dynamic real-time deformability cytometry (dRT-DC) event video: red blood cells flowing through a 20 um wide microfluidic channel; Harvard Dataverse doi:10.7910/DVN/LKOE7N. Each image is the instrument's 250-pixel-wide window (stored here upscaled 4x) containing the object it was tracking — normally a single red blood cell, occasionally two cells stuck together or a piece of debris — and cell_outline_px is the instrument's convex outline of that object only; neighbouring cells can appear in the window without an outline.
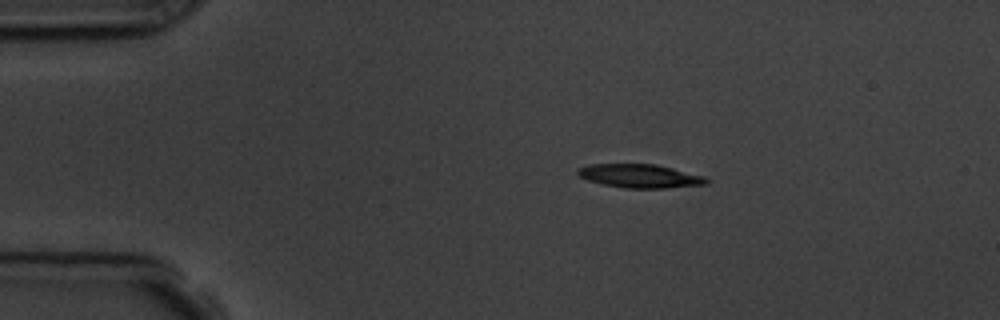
{"species": "common noctule bat (a hibernating species)", "species_latin": "Nyctalus noctula", "temperature_condition": "room temperature", "stored_images_in_passage": 47, "camera_frame_rate_fps": 3000, "um_per_image_px": 0.085, "animal": {"sex": "male", "body_mass_g": 19.5, "forearm_length_mm": 54.6}, "frame": {"image": 1, "passage_image": 1, "time_ms": 0.0, "image_size_px": [1000, 320], "cell_outline_px": [[712, 180], [708, 184], [664, 188], [624, 188], [600, 184], [588, 180], [580, 176], [576, 172], [580, 168], [592, 164], [656, 164], [704, 176]], "centroid_in_image_um": [54.43, 14.97], "position_along_channel_um": 30.6, "area_um2": 17.69}}
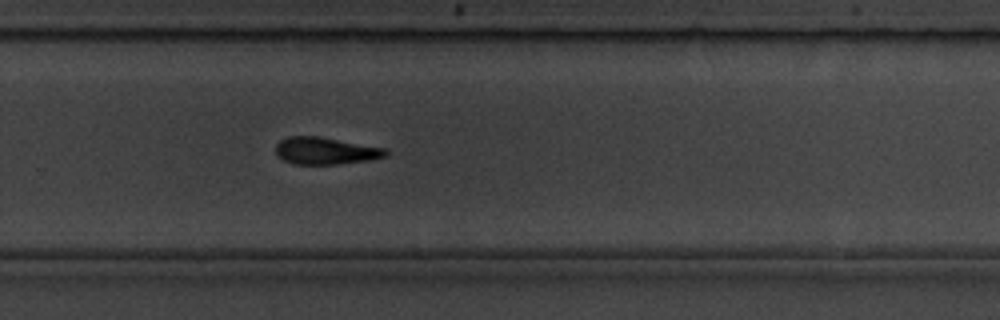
{"frame": {"image": 2, "passage_image": 28, "time_ms": 9.0, "image_size_px": [1000, 320], "cell_outline_px": [[388, 152], [384, 156], [368, 160], [336, 164], [292, 164], [276, 156], [276, 144], [280, 140], [288, 136], [320, 136], [388, 148]], "centroid_in_image_um": [27.65, 12.81], "position_along_channel_um": 302.2, "area_um2": 17.51}}
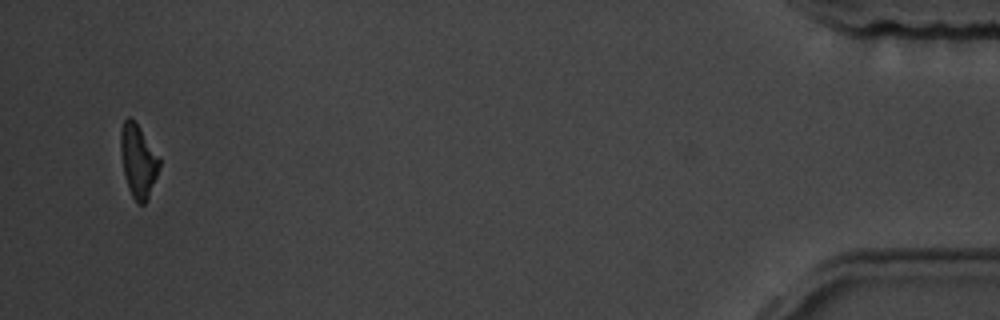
{"frame": {"image": 3, "passage_image": 45, "time_ms": 14.667, "image_size_px": [1000, 320], "cell_outline_px": [[160, 168], [148, 196], [144, 204], [136, 204], [128, 188], [124, 172], [120, 152], [120, 132], [124, 120], [128, 116], [132, 116], [160, 156]], "centroid_in_image_um": [11.74, 13.63], "position_along_channel_um": 423.5, "area_um2": 16.65}, "authors_computed_cell_mechanics": {"area_um2": 17.8024, "velocity_mm_per_s": 3.6108, "shape_relaxation_time_tau1_ms": 3.8594, "shape_relaxation_time_tau2_ms": null, "deformation_change_tau1": 0.174, "deformation_change_tau2": null}}